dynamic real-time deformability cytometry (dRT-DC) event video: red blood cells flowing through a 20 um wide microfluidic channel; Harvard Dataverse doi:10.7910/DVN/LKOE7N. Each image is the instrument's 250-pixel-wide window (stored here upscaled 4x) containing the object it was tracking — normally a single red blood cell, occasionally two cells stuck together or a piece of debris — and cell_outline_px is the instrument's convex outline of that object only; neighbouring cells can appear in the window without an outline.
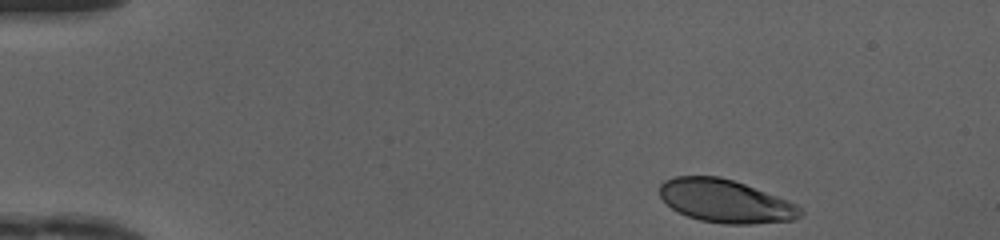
{"species": "human", "species_latin": "Homo sapiens", "temperature_condition": "cold", "stored_images_in_passage": 10, "camera_frame_rate_fps": 3000, "um_per_image_px": 0.085, "donor": {"sex": "female"}, "frame": {"image": 1, "passage_image": 1, "time_ms": 0.0, "image_size_px": [1000, 240], "cell_outline_px": [[804, 216], [796, 220], [752, 224], [724, 224], [700, 220], [688, 216], [672, 208], [660, 196], [660, 184], [664, 180], [676, 176], [720, 176], [744, 184], [776, 196], [796, 204], [804, 208]], "centroid_in_image_um": [61.71, 17.1], "position_along_channel_um": 23.3, "area_um2": 35.32}}